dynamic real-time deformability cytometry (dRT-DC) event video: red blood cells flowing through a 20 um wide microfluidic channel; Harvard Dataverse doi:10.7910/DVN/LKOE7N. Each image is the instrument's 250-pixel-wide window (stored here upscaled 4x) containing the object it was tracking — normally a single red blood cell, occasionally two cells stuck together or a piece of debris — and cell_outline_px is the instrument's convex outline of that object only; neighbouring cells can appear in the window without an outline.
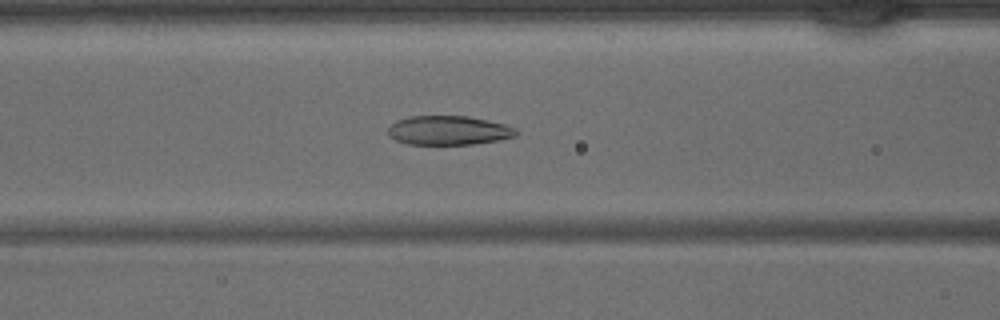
{"species": "common noctule bat (a hibernating species)", "species_latin": "Nyctalus noctula", "temperature_condition": "warm", "stored_images_in_passage": 42, "camera_frame_rate_fps": 3000, "um_per_image_px": 0.085, "animal": {"sex": "male", "body_mass_g": 15.6}, "frame": {"image": 1, "passage_image": 17, "time_ms": 5.333, "image_size_px": [1000, 320], "cell_outline_px": [[520, 132], [516, 136], [496, 140], [472, 144], [408, 144], [396, 140], [388, 136], [388, 128], [396, 120], [408, 116], [468, 116], [488, 120], [504, 124], [516, 128]], "centroid_in_image_um": [38.12, 11.07], "position_along_channel_um": 128.5, "area_um2": 21.79}}
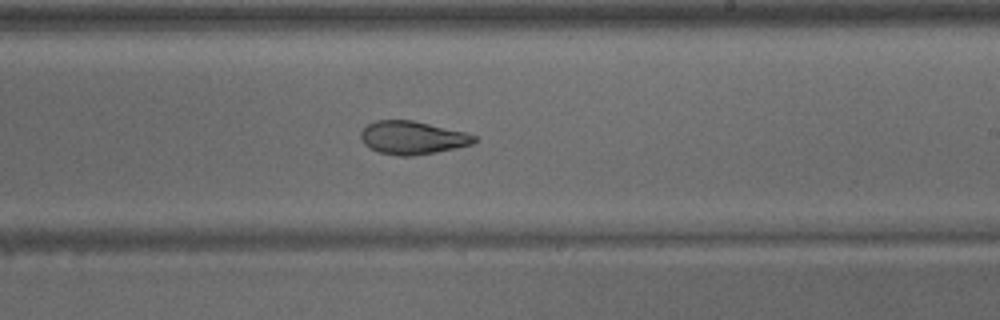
{"frame": {"image": 2, "passage_image": 25, "time_ms": 8.0, "image_size_px": [1000, 320], "cell_outline_px": [[476, 140], [472, 144], [456, 148], [436, 152], [412, 156], [400, 156], [380, 152], [368, 148], [364, 144], [360, 136], [360, 132], [368, 124], [376, 120], [412, 120], [464, 132], [476, 136]], "centroid_in_image_um": [35.03, 11.71], "position_along_channel_um": 254.0, "area_um2": 21.79}}
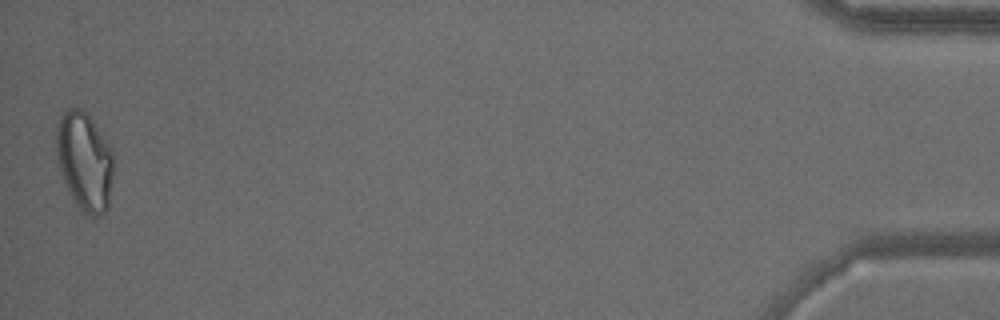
{"frame": {"image": 3, "passage_image": 42, "time_ms": 13.667, "image_size_px": [1000, 320], "cell_outline_px": [[112, 180], [108, 208], [100, 216], [88, 216], [80, 212], [72, 200], [68, 192], [60, 168], [56, 152], [56, 124], [60, 116], [68, 108], [80, 108], [88, 116], [108, 144], [112, 152]], "centroid_in_image_um": [7.16, 13.77], "position_along_channel_um": 428.0, "area_um2": 32.71}}